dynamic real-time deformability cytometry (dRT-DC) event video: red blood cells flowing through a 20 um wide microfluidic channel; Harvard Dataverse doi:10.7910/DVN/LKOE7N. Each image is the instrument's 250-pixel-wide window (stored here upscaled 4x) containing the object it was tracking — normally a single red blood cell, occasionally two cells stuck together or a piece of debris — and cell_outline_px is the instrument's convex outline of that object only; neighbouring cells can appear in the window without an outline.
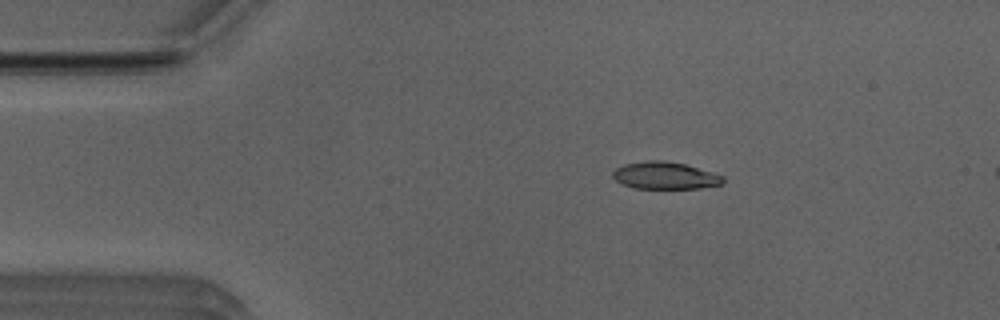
{"species": "Egyptian fruit bat (a non-hibernating species)", "species_latin": "Rousettus aegyptiacus", "temperature_condition": "room temperature", "stored_images_in_passage": 7, "camera_frame_rate_fps": 3000, "um_per_image_px": 0.085, "animal": {"sex": "male"}, "frame": {"image": 1, "passage_image": 2, "time_ms": 0.333, "image_size_px": [1000, 320], "cell_outline_px": [[724, 184], [700, 188], [636, 188], [620, 184], [612, 176], [612, 172], [616, 168], [624, 164], [648, 160], [664, 160], [684, 164], [724, 176]], "centroid_in_image_um": [56.51, 14.92], "position_along_channel_um": 28.5, "area_um2": 17.46}}